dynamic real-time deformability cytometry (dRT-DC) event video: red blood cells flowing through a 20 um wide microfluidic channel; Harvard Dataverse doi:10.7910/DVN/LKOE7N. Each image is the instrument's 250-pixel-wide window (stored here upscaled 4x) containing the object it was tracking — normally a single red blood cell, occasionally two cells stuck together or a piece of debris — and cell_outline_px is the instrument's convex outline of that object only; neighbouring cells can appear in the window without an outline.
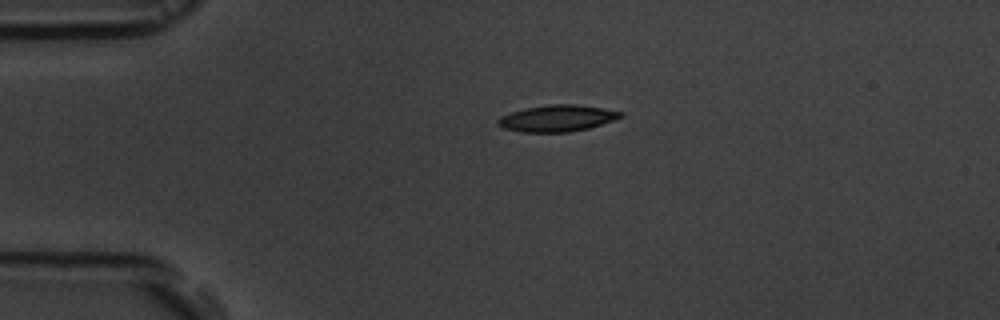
{"species": "common noctule bat (a hibernating species)", "species_latin": "Nyctalus noctula", "temperature_condition": "room temperature", "stored_images_in_passage": 2, "camera_frame_rate_fps": 3000, "um_per_image_px": 0.085, "animal": {"sex": "male", "body_mass_g": 19.5, "forearm_length_mm": 54.6}, "frame": {"image": 1, "passage_image": 2, "time_ms": 1.333, "image_size_px": [1000, 320], "cell_outline_px": [[624, 116], [588, 128], [568, 132], [520, 132], [504, 128], [496, 124], [496, 120], [500, 116], [524, 108], [552, 104], [576, 104], [624, 112]], "centroid_in_image_um": [47.31, 10.05], "position_along_channel_um": 37.7, "area_um2": 18.84}}